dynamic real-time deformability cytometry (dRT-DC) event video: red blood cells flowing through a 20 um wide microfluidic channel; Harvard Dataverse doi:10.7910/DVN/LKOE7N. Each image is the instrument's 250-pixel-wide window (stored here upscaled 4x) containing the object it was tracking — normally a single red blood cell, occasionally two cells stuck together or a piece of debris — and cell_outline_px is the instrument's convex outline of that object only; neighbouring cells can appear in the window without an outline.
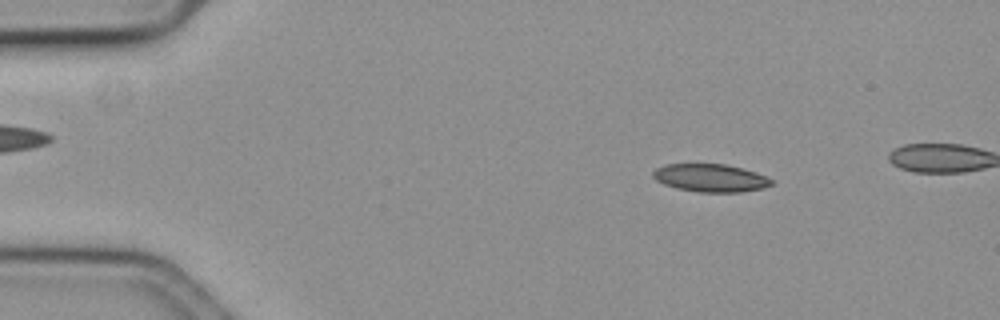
{"species": "common noctule bat (a hibernating species)", "species_latin": "Nyctalus noctula", "temperature_condition": "cold", "stored_images_in_passage": 19, "camera_frame_rate_fps": 3000, "um_per_image_px": 0.085, "animal": {"sex": "female", "body_mass_g": 19.3, "forearm_length_mm": 54.1}, "frame": {"image": 1, "passage_image": 9, "time_ms": 2.667, "image_size_px": [1000, 320], "cell_outline_px": [[776, 180], [772, 184], [764, 188], [740, 192], [696, 192], [676, 188], [664, 184], [656, 180], [652, 176], [652, 172], [656, 168], [664, 164], [724, 164], [744, 168], [756, 172]], "centroid_in_image_um": [60.41, 15.12], "position_along_channel_um": 24.6, "area_um2": 19.48}}